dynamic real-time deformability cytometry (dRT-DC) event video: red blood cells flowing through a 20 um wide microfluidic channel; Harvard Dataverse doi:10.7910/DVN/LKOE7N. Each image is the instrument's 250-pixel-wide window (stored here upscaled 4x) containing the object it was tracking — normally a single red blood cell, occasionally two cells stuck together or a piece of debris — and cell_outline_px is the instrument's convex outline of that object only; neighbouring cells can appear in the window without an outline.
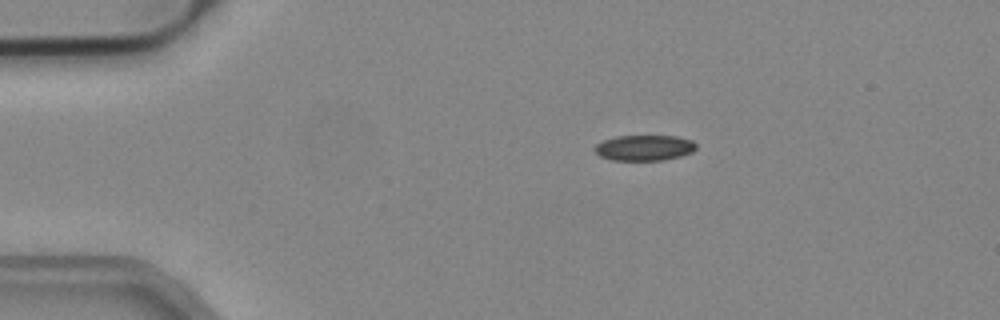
{"species": "common noctule bat (a hibernating species)", "species_latin": "Nyctalus noctula", "temperature_condition": "cold", "stored_images_in_passage": 43, "camera_frame_rate_fps": 3000, "um_per_image_px": 0.085, "animal": {"sex": "male", "body_mass_g": 19.2, "forearm_length_mm": 51.8}, "frame": {"image": 1, "passage_image": 1, "time_ms": 0.0, "image_size_px": [1000, 320], "cell_outline_px": [[696, 148], [692, 152], [680, 156], [664, 160], [612, 160], [600, 156], [592, 148], [596, 144], [604, 140], [616, 136], [676, 136], [692, 140], [696, 144]], "centroid_in_image_um": [54.76, 12.56], "position_along_channel_um": 30.2, "area_um2": 15.14}}
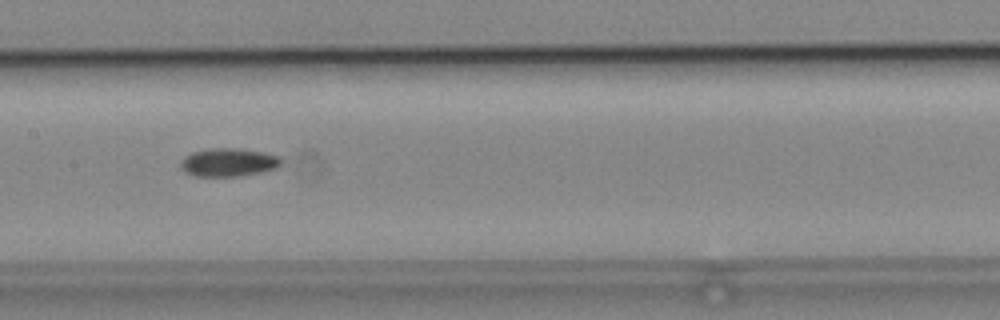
{"frame": {"image": 2, "passage_image": 17, "time_ms": 5.333, "image_size_px": [1000, 320], "cell_outline_px": [[280, 164], [276, 168], [264, 172], [236, 176], [196, 176], [184, 172], [180, 168], [180, 164], [184, 156], [192, 152], [208, 148], [236, 148], [264, 152], [280, 156]], "centroid_in_image_um": [19.4, 13.79], "position_along_channel_um": 188.0, "area_um2": 16.65}}
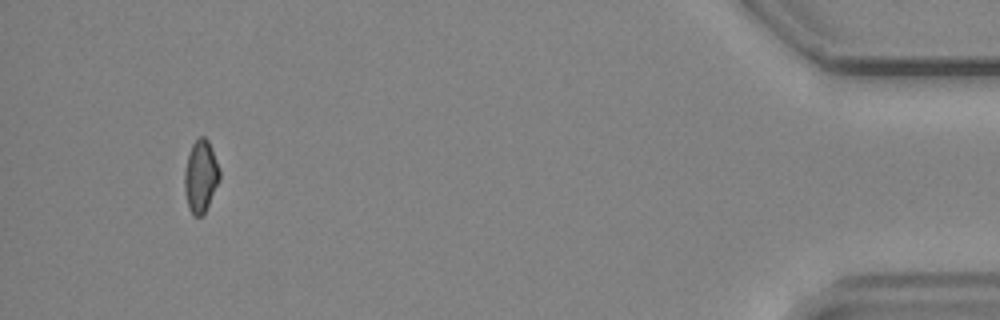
{"frame": {"image": 3, "passage_image": 40, "time_ms": 13.0, "image_size_px": [1000, 320], "cell_outline_px": [[220, 180], [204, 212], [200, 216], [192, 216], [188, 208], [184, 188], [184, 172], [188, 156], [192, 144], [200, 136], [204, 136], [208, 140], [212, 148], [220, 172]], "centroid_in_image_um": [17.05, 14.98], "position_along_channel_um": 418.2, "area_um2": 14.68}}